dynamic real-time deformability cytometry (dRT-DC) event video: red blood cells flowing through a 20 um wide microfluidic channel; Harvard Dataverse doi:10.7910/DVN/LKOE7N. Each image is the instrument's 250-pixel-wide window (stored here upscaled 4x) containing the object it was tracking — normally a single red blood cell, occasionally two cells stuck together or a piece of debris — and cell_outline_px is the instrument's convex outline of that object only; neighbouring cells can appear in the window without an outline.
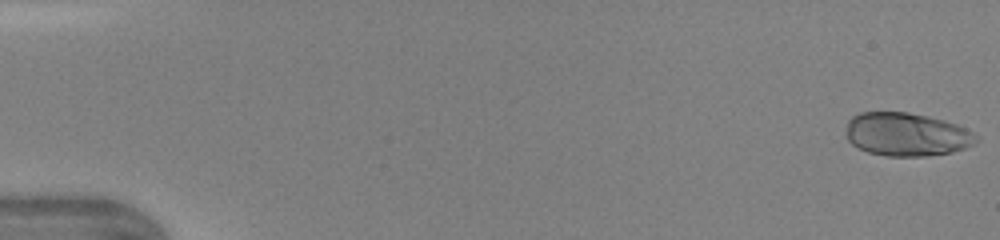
{"species": "human", "species_latin": "Homo sapiens", "temperature_condition": "warm", "stored_images_in_passage": 44, "camera_frame_rate_fps": 3000, "um_per_image_px": 0.085, "donor": {"sex": "female"}, "frame": {"image": 1, "passage_image": 1, "time_ms": 0.0, "image_size_px": [1000, 240], "cell_outline_px": [[980, 140], [976, 144], [952, 152], [924, 156], [884, 156], [868, 152], [852, 144], [848, 140], [848, 120], [852, 116], [860, 112], [908, 112], [928, 116], [944, 120], [956, 124], [972, 132]], "centroid_in_image_um": [77.08, 11.42], "position_along_channel_um": 7.9, "area_um2": 32.83}}
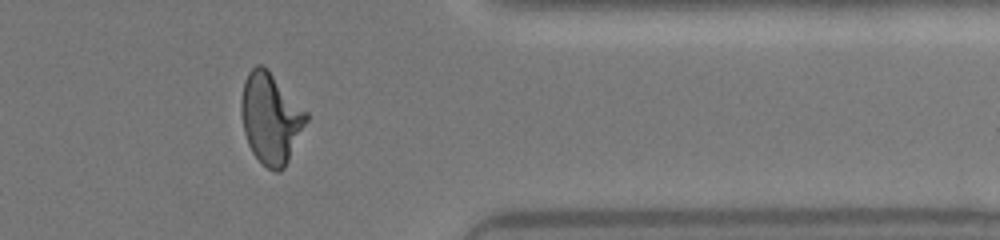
{"frame": {"image": 2, "passage_image": 37, "time_ms": 12.0, "image_size_px": [1000, 240], "cell_outline_px": [[308, 120], [284, 168], [280, 172], [276, 172], [268, 168], [252, 152], [248, 144], [244, 132], [240, 112], [240, 100], [244, 80], [248, 72], [256, 64], [260, 64], [268, 68], [308, 112]], "centroid_in_image_um": [23.0, 10.01], "position_along_channel_um": 388.4, "area_um2": 34.56}}
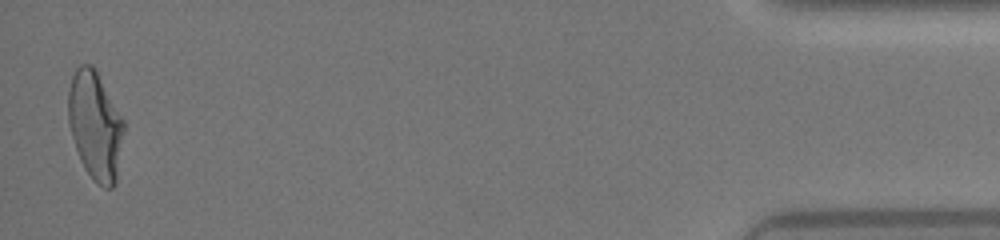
{"frame": {"image": 3, "passage_image": 44, "time_ms": 14.333, "image_size_px": [1000, 240], "cell_outline_px": [[124, 128], [116, 180], [112, 188], [104, 188], [84, 168], [80, 160], [72, 136], [68, 120], [68, 88], [72, 76], [76, 68], [80, 64], [92, 64], [124, 120]], "centroid_in_image_um": [8.08, 10.64], "position_along_channel_um": 427.1, "area_um2": 34.62}}